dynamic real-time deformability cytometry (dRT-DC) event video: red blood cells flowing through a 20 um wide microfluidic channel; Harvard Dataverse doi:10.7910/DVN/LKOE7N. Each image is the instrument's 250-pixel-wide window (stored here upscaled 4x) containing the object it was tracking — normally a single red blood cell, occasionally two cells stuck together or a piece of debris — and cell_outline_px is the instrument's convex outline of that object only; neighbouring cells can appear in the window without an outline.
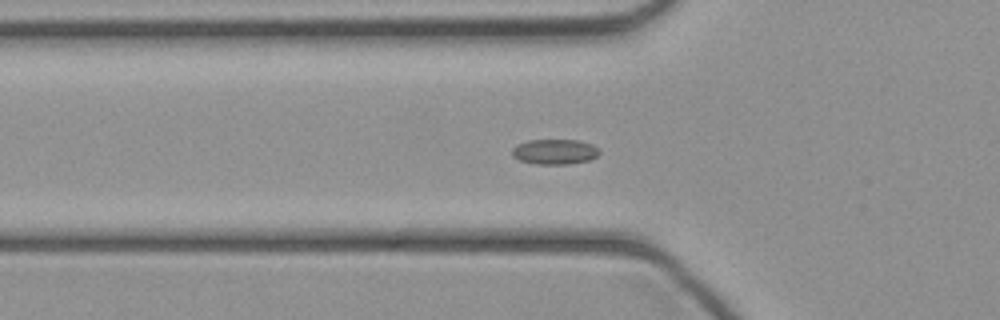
{"species": "common noctule bat (a hibernating species)", "species_latin": "Nyctalus noctula", "temperature_condition": "cold", "stored_images_in_passage": 46, "camera_frame_rate_fps": 3000, "um_per_image_px": 0.085, "animal": {"sex": "female", "body_mass_g": 21.9}, "frame": {"image": 1, "passage_image": 15, "time_ms": 4.667, "image_size_px": [1000, 320], "cell_outline_px": [[600, 152], [596, 156], [588, 160], [568, 164], [536, 164], [520, 160], [512, 156], [512, 148], [516, 144], [528, 140], [580, 140], [592, 144], [600, 148]], "centroid_in_image_um": [47.15, 12.88], "position_along_channel_um": 78.7, "area_um2": 12.89}}
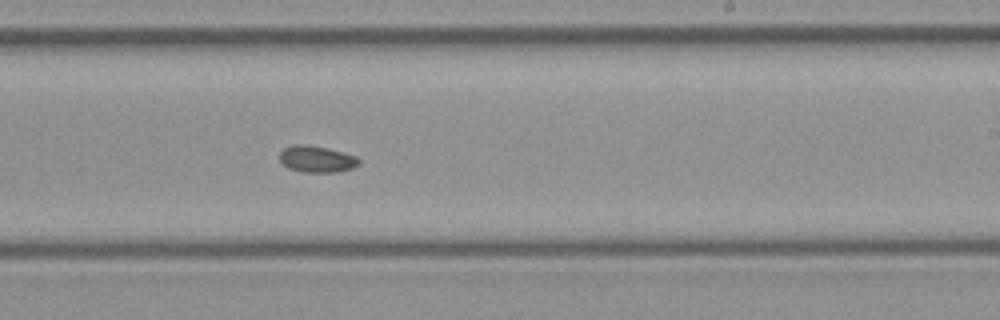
{"frame": {"image": 2, "passage_image": 27, "time_ms": 8.667, "image_size_px": [1000, 320], "cell_outline_px": [[360, 164], [352, 168], [336, 172], [304, 172], [288, 168], [280, 160], [280, 152], [284, 148], [292, 144], [304, 144], [328, 148], [344, 152], [356, 156], [360, 160]], "centroid_in_image_um": [26.93, 13.51], "position_along_channel_um": 262.1, "area_um2": 12.31}}
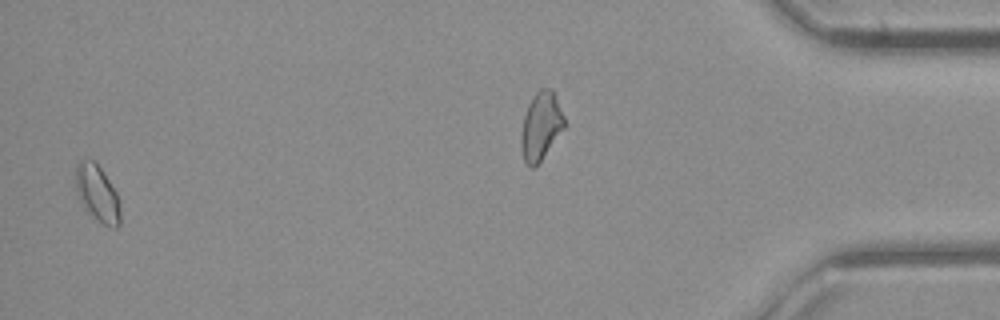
{"frame": {"image": 3, "passage_image": 44, "time_ms": 14.333, "image_size_px": [1000, 320], "cell_outline_px": [[120, 224], [116, 228], [112, 228], [104, 224], [80, 200], [76, 188], [76, 164], [80, 160], [92, 160], [100, 168], [116, 192], [120, 200]], "centroid_in_image_um": [8.31, 16.42], "position_along_channel_um": 426.9, "area_um2": 14.05}}